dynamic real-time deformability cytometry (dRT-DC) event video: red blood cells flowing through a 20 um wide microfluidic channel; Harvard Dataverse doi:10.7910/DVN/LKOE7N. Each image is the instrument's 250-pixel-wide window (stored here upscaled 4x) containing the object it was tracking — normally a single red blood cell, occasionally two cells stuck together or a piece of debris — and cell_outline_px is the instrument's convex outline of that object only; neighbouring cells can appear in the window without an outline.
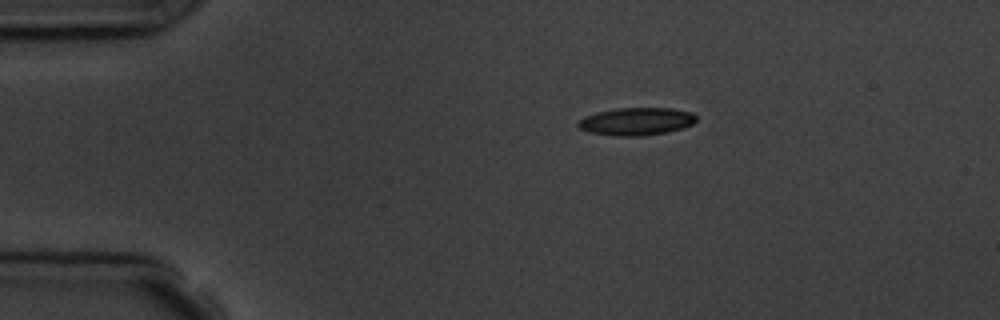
{"species": "common noctule bat (a hibernating species)", "species_latin": "Nyctalus noctula", "temperature_condition": "room temperature", "stored_images_in_passage": 9, "camera_frame_rate_fps": 3000, "um_per_image_px": 0.085, "animal": {"sex": "male", "body_mass_g": 19.5, "forearm_length_mm": 54.6}, "frame": {"image": 1, "passage_image": 1, "time_ms": 0.0, "image_size_px": [1000, 320], "cell_outline_px": [[696, 120], [692, 124], [680, 128], [664, 132], [640, 136], [616, 136], [588, 132], [580, 128], [576, 124], [584, 116], [596, 112], [616, 108], [672, 108], [692, 112], [696, 116]], "centroid_in_image_um": [54.06, 10.31], "position_along_channel_um": 30.9, "area_um2": 18.96}}
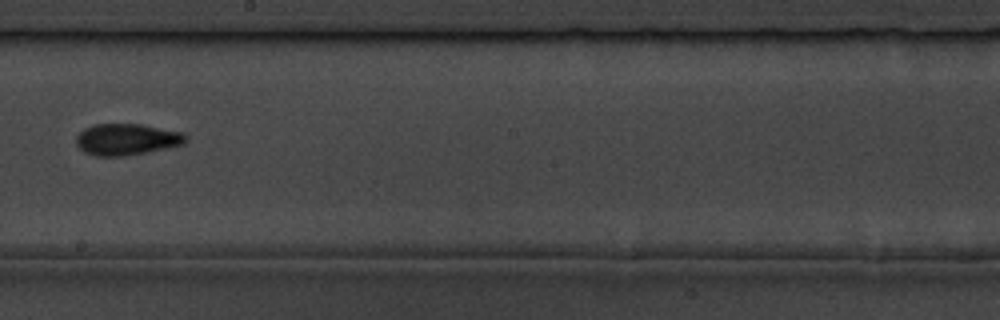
{"frame": {"image": 2, "passage_image": 7, "time_ms": 7.0, "image_size_px": [1000, 320], "cell_outline_px": [[188, 140], [184, 144], [148, 152], [124, 156], [96, 156], [84, 152], [76, 144], [76, 136], [84, 128], [92, 124], [140, 124], [184, 132], [188, 136]], "centroid_in_image_um": [10.79, 11.84], "position_along_channel_um": 237.4, "area_um2": 20.29}}
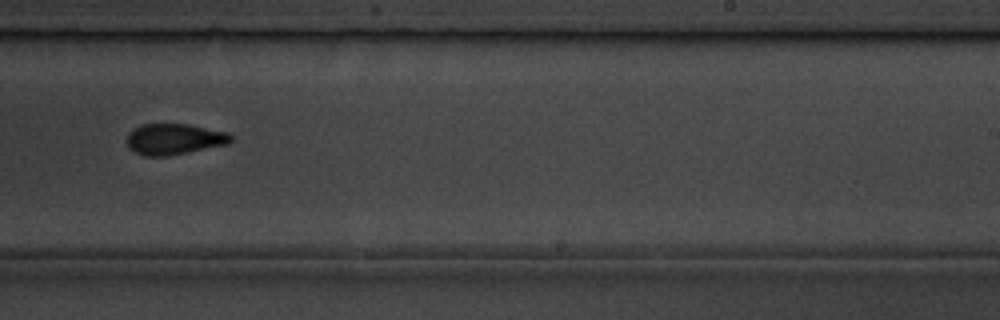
{"frame": {"image": 3, "passage_image": 8, "time_ms": 8.0, "image_size_px": [1000, 320], "cell_outline_px": [[232, 140], [228, 144], [168, 156], [144, 156], [128, 148], [128, 132], [132, 128], [140, 124], [188, 124], [228, 132], [232, 136]], "centroid_in_image_um": [14.79, 11.82], "position_along_channel_um": 274.2, "area_um2": 18.84}}